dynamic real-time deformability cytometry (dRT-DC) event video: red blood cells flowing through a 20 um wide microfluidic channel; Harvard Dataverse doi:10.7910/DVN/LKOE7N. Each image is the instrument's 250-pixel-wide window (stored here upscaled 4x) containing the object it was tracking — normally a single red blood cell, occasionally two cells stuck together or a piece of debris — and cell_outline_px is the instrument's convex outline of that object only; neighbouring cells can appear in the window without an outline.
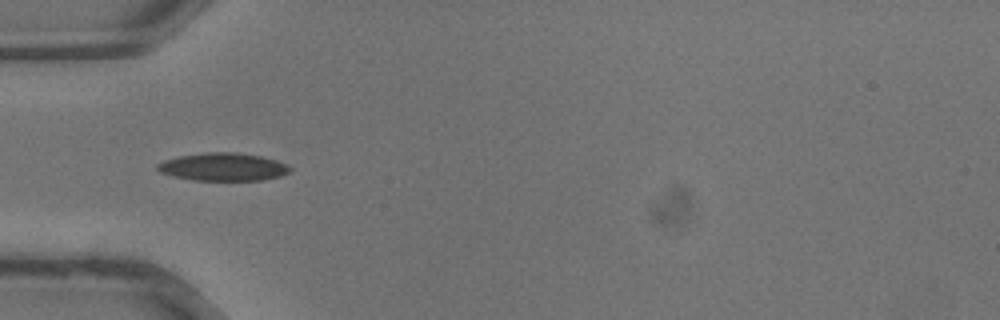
{"species": "common noctule bat (a hibernating species)", "species_latin": "Nyctalus noctula", "temperature_condition": "warm", "stored_images_in_passage": 25, "camera_frame_rate_fps": 3000, "um_per_image_px": 0.085, "animal": {"sex": "male", "body_mass_g": 13.3}, "frame": {"image": 1, "passage_image": 1, "time_ms": 0.0, "image_size_px": [1000, 320], "cell_outline_px": [[292, 168], [288, 172], [280, 176], [260, 180], [192, 180], [160, 172], [156, 168], [156, 164], [164, 160], [180, 156], [204, 152], [236, 152], [260, 156], [276, 160], [288, 164]], "centroid_in_image_um": [18.97, 14.18], "position_along_channel_um": 66.0, "area_um2": 21.44}}
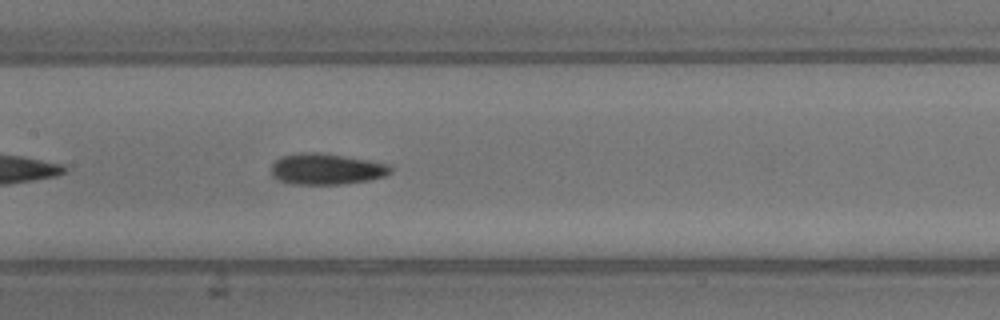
{"frame": {"image": 2, "passage_image": 7, "time_ms": 2.0, "image_size_px": [1000, 320], "cell_outline_px": [[392, 172], [384, 176], [368, 180], [344, 184], [292, 184], [276, 180], [272, 176], [272, 164], [280, 156], [300, 152], [320, 152], [392, 164]], "centroid_in_image_um": [27.74, 14.36], "position_along_channel_um": 179.7, "area_um2": 21.85}}
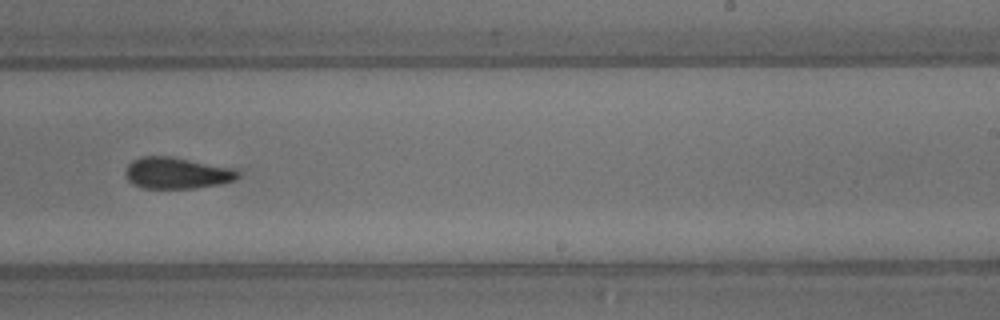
{"frame": {"image": 3, "passage_image": 12, "time_ms": 3.667, "image_size_px": [1000, 320], "cell_outline_px": [[240, 176], [232, 180], [220, 184], [196, 188], [144, 188], [132, 184], [128, 180], [124, 172], [128, 164], [132, 160], [144, 156], [172, 156], [236, 168], [240, 172]], "centroid_in_image_um": [15.04, 14.7], "position_along_channel_um": 274.0, "area_um2": 20.81}}